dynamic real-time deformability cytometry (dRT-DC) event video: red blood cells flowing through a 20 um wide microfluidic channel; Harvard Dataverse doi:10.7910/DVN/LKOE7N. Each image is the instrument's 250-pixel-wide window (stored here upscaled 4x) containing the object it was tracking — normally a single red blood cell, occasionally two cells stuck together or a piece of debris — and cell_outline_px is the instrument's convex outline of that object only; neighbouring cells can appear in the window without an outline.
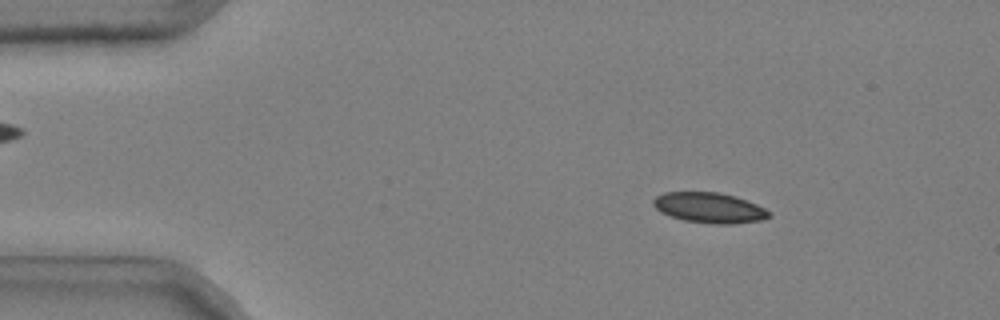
{"species": "common noctule bat (a hibernating species)", "species_latin": "Nyctalus noctula", "temperature_condition": "cold", "stored_images_in_passage": 51, "camera_frame_rate_fps": 3000, "um_per_image_px": 0.085, "animal": {"sex": "male", "body_mass_g": 20.4}, "frame": {"image": 1, "passage_image": 7, "time_ms": 2.0, "image_size_px": [1000, 320], "cell_outline_px": [[772, 216], [760, 220], [732, 224], [716, 224], [684, 220], [660, 212], [652, 204], [652, 200], [656, 196], [664, 192], [720, 192], [736, 196], [756, 204], [772, 212]], "centroid_in_image_um": [60.3, 17.65], "position_along_channel_um": 24.7, "area_um2": 20.52}}
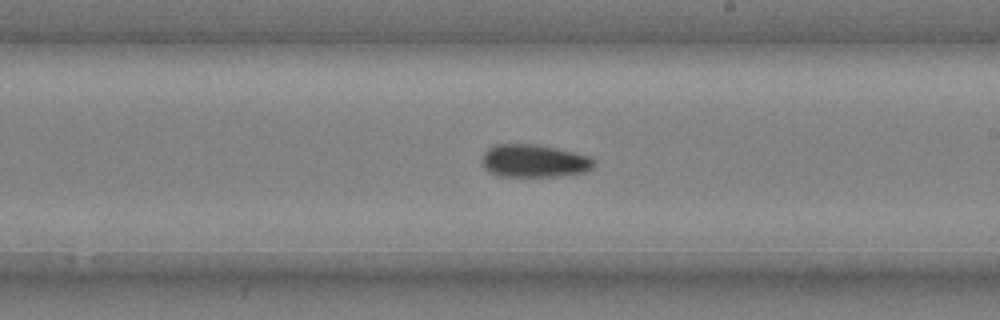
{"frame": {"image": 2, "passage_image": 30, "time_ms": 9.667, "image_size_px": [1000, 320], "cell_outline_px": [[596, 164], [592, 168], [584, 172], [564, 176], [496, 176], [488, 172], [484, 168], [480, 160], [484, 152], [488, 148], [496, 144], [536, 144], [556, 148], [588, 156], [596, 160]], "centroid_in_image_um": [45.37, 13.68], "position_along_channel_um": 243.6, "area_um2": 21.68}}
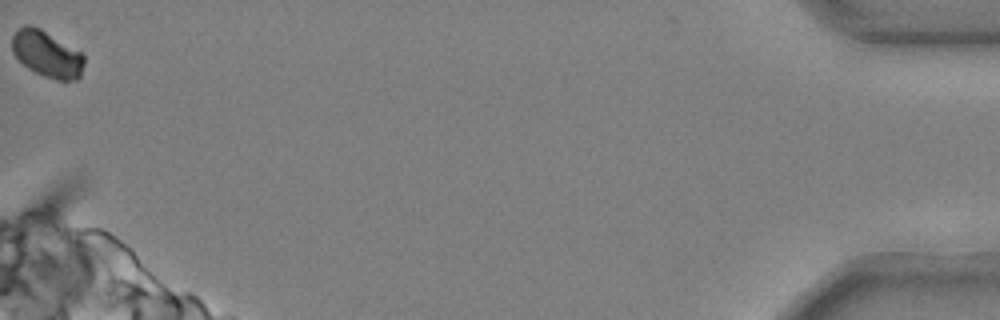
{"frame": {"image": 3, "passage_image": 51, "time_ms": 16.667, "image_size_px": [1000, 320], "cell_outline_px": [[84, 64], [80, 76], [76, 80], [56, 80], [44, 76], [28, 68], [12, 52], [12, 36], [24, 24], [32, 24], [40, 28], [80, 52], [84, 56]], "centroid_in_image_um": [3.98, 4.59], "position_along_channel_um": 431.2, "area_um2": 19.25}, "authors_computed_cell_mechanics": {"area_um2": 20.7502, "velocity_mm_per_s": 3.7057, "shape_relaxation_time_tau1_ms": 3.2916, "shape_relaxation_time_tau2_ms": 10.159, "deformation_change_tau1": 0.0768, "deformation_change_tau2": 0.0893}}